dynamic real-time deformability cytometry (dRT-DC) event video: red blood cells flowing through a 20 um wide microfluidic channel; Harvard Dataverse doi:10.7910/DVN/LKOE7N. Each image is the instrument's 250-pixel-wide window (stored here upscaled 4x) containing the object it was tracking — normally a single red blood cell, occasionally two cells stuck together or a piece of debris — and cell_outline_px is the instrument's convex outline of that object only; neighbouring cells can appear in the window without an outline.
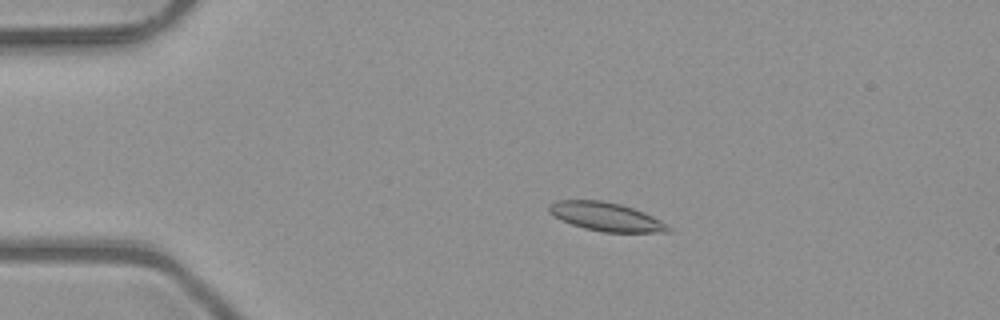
{"species": "common noctule bat (a hibernating species)", "species_latin": "Nyctalus noctula", "temperature_condition": "room temperature", "stored_images_in_passage": 4, "camera_frame_rate_fps": 3000, "um_per_image_px": 0.085, "animal": {"sex": "male", "body_mass_g": 23.1, "forearm_length_mm": 52.7}, "frame": {"image": 1, "passage_image": 1, "time_ms": 0.0, "image_size_px": [1000, 320], "cell_outline_px": [[672, 232], [604, 232], [584, 228], [560, 220], [548, 212], [548, 204], [556, 200], [604, 200], [620, 204], [644, 212], [660, 220], [672, 228]], "centroid_in_image_um": [51.49, 18.41], "position_along_channel_um": 33.5, "area_um2": 19.94}}
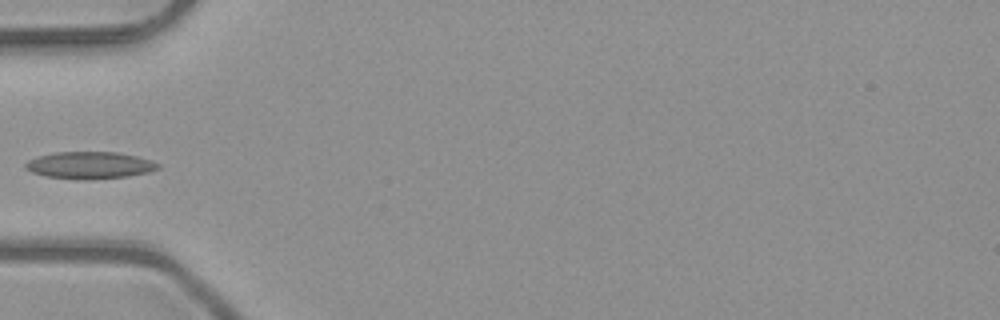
{"frame": {"image": 2, "passage_image": 3, "time_ms": 0.667, "image_size_px": [1000, 320], "cell_outline_px": [[160, 168], [148, 172], [128, 176], [92, 180], [76, 180], [44, 176], [32, 172], [24, 168], [24, 164], [28, 160], [36, 156], [56, 152], [116, 152], [136, 156], [152, 160], [160, 164]], "centroid_in_image_um": [7.6, 14.05], "position_along_channel_um": 77.4, "area_um2": 21.21}}
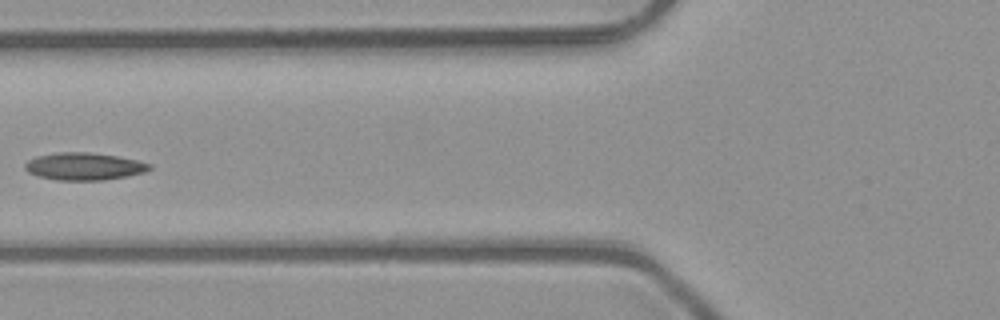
{"frame": {"image": 3, "passage_image": 4, "time_ms": 1.0, "image_size_px": [1000, 320], "cell_outline_px": [[152, 168], [144, 172], [104, 180], [56, 180], [40, 176], [28, 172], [24, 168], [24, 164], [28, 160], [36, 156], [60, 152], [84, 152], [116, 156], [136, 160], [152, 164]], "centroid_in_image_um": [7.12, 14.14], "position_along_channel_um": 118.7, "area_um2": 19.65}}